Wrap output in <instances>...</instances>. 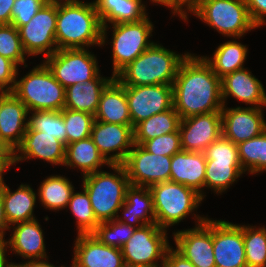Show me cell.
<instances>
[{"label": "cell", "instance_id": "6da1fadb", "mask_svg": "<svg viewBox=\"0 0 266 267\" xmlns=\"http://www.w3.org/2000/svg\"><path fill=\"white\" fill-rule=\"evenodd\" d=\"M173 108L181 119L223 108L221 79L201 56L191 53L179 66L172 84Z\"/></svg>", "mask_w": 266, "mask_h": 267}, {"label": "cell", "instance_id": "7a4b0ae2", "mask_svg": "<svg viewBox=\"0 0 266 267\" xmlns=\"http://www.w3.org/2000/svg\"><path fill=\"white\" fill-rule=\"evenodd\" d=\"M55 39L58 50L101 46L102 24L94 2L57 0Z\"/></svg>", "mask_w": 266, "mask_h": 267}, {"label": "cell", "instance_id": "3957f363", "mask_svg": "<svg viewBox=\"0 0 266 267\" xmlns=\"http://www.w3.org/2000/svg\"><path fill=\"white\" fill-rule=\"evenodd\" d=\"M188 54H176L154 42L115 78L123 86L172 85L179 66Z\"/></svg>", "mask_w": 266, "mask_h": 267}, {"label": "cell", "instance_id": "277c9868", "mask_svg": "<svg viewBox=\"0 0 266 267\" xmlns=\"http://www.w3.org/2000/svg\"><path fill=\"white\" fill-rule=\"evenodd\" d=\"M115 174L106 171L82 176L83 189L88 193L94 214L99 222L116 219L125 202L126 190L130 186L123 164H110Z\"/></svg>", "mask_w": 266, "mask_h": 267}, {"label": "cell", "instance_id": "5b68a950", "mask_svg": "<svg viewBox=\"0 0 266 267\" xmlns=\"http://www.w3.org/2000/svg\"><path fill=\"white\" fill-rule=\"evenodd\" d=\"M32 111H62L65 105V88L55 79L43 62L15 81L11 91Z\"/></svg>", "mask_w": 266, "mask_h": 267}, {"label": "cell", "instance_id": "8992f818", "mask_svg": "<svg viewBox=\"0 0 266 267\" xmlns=\"http://www.w3.org/2000/svg\"><path fill=\"white\" fill-rule=\"evenodd\" d=\"M155 222L167 230L192 214L203 198L194 189L173 181L161 182L150 188Z\"/></svg>", "mask_w": 266, "mask_h": 267}, {"label": "cell", "instance_id": "52a82bcc", "mask_svg": "<svg viewBox=\"0 0 266 267\" xmlns=\"http://www.w3.org/2000/svg\"><path fill=\"white\" fill-rule=\"evenodd\" d=\"M192 13L226 37L240 38L257 28L245 0H206Z\"/></svg>", "mask_w": 266, "mask_h": 267}, {"label": "cell", "instance_id": "ba28073f", "mask_svg": "<svg viewBox=\"0 0 266 267\" xmlns=\"http://www.w3.org/2000/svg\"><path fill=\"white\" fill-rule=\"evenodd\" d=\"M166 232L156 223L136 228L121 248L124 263L140 267H163L170 247ZM157 260L161 261L160 266Z\"/></svg>", "mask_w": 266, "mask_h": 267}, {"label": "cell", "instance_id": "9c48e42d", "mask_svg": "<svg viewBox=\"0 0 266 267\" xmlns=\"http://www.w3.org/2000/svg\"><path fill=\"white\" fill-rule=\"evenodd\" d=\"M153 24L148 17L139 22L112 24V58L113 76L134 61L154 42L148 40L152 36Z\"/></svg>", "mask_w": 266, "mask_h": 267}, {"label": "cell", "instance_id": "30bf717a", "mask_svg": "<svg viewBox=\"0 0 266 267\" xmlns=\"http://www.w3.org/2000/svg\"><path fill=\"white\" fill-rule=\"evenodd\" d=\"M45 59L44 63L64 88L90 82L100 74L96 57L85 48L60 49Z\"/></svg>", "mask_w": 266, "mask_h": 267}, {"label": "cell", "instance_id": "8fae6325", "mask_svg": "<svg viewBox=\"0 0 266 267\" xmlns=\"http://www.w3.org/2000/svg\"><path fill=\"white\" fill-rule=\"evenodd\" d=\"M56 20L57 0H49L27 24L18 28L22 47L28 56L43 54L46 58L58 50Z\"/></svg>", "mask_w": 266, "mask_h": 267}, {"label": "cell", "instance_id": "7c38bea8", "mask_svg": "<svg viewBox=\"0 0 266 267\" xmlns=\"http://www.w3.org/2000/svg\"><path fill=\"white\" fill-rule=\"evenodd\" d=\"M194 215L197 223L193 229L173 232L176 250L195 267H216L213 254V220Z\"/></svg>", "mask_w": 266, "mask_h": 267}, {"label": "cell", "instance_id": "4fadbf2b", "mask_svg": "<svg viewBox=\"0 0 266 267\" xmlns=\"http://www.w3.org/2000/svg\"><path fill=\"white\" fill-rule=\"evenodd\" d=\"M123 165L130 185L150 188L170 181L171 157L152 154L141 145H133Z\"/></svg>", "mask_w": 266, "mask_h": 267}, {"label": "cell", "instance_id": "5bb4252c", "mask_svg": "<svg viewBox=\"0 0 266 267\" xmlns=\"http://www.w3.org/2000/svg\"><path fill=\"white\" fill-rule=\"evenodd\" d=\"M133 128L151 116L173 108L172 85L125 86Z\"/></svg>", "mask_w": 266, "mask_h": 267}, {"label": "cell", "instance_id": "9a60e30c", "mask_svg": "<svg viewBox=\"0 0 266 267\" xmlns=\"http://www.w3.org/2000/svg\"><path fill=\"white\" fill-rule=\"evenodd\" d=\"M91 138L107 162L123 164L134 145L133 126L95 120L91 130ZM112 152L116 153L113 154Z\"/></svg>", "mask_w": 266, "mask_h": 267}, {"label": "cell", "instance_id": "2e32d148", "mask_svg": "<svg viewBox=\"0 0 266 267\" xmlns=\"http://www.w3.org/2000/svg\"><path fill=\"white\" fill-rule=\"evenodd\" d=\"M213 254L216 267H247L243 225L213 220Z\"/></svg>", "mask_w": 266, "mask_h": 267}, {"label": "cell", "instance_id": "e0dca14e", "mask_svg": "<svg viewBox=\"0 0 266 267\" xmlns=\"http://www.w3.org/2000/svg\"><path fill=\"white\" fill-rule=\"evenodd\" d=\"M179 132L182 150L204 152L222 136V113L211 112L181 119Z\"/></svg>", "mask_w": 266, "mask_h": 267}, {"label": "cell", "instance_id": "ac0fdd59", "mask_svg": "<svg viewBox=\"0 0 266 267\" xmlns=\"http://www.w3.org/2000/svg\"><path fill=\"white\" fill-rule=\"evenodd\" d=\"M262 111L259 107L226 108L223 106L222 136L238 145L240 142L261 135L266 130Z\"/></svg>", "mask_w": 266, "mask_h": 267}, {"label": "cell", "instance_id": "d6986e66", "mask_svg": "<svg viewBox=\"0 0 266 267\" xmlns=\"http://www.w3.org/2000/svg\"><path fill=\"white\" fill-rule=\"evenodd\" d=\"M28 114L27 107L12 92L0 94V140L12 153L26 133Z\"/></svg>", "mask_w": 266, "mask_h": 267}, {"label": "cell", "instance_id": "ffe728a7", "mask_svg": "<svg viewBox=\"0 0 266 267\" xmlns=\"http://www.w3.org/2000/svg\"><path fill=\"white\" fill-rule=\"evenodd\" d=\"M65 151L66 145L52 135L37 130H26L21 143L13 152V164L36 158L54 165H63Z\"/></svg>", "mask_w": 266, "mask_h": 267}, {"label": "cell", "instance_id": "44dd1931", "mask_svg": "<svg viewBox=\"0 0 266 267\" xmlns=\"http://www.w3.org/2000/svg\"><path fill=\"white\" fill-rule=\"evenodd\" d=\"M74 242L72 263L76 267H122L124 265L121 249L102 244L93 234H78Z\"/></svg>", "mask_w": 266, "mask_h": 267}, {"label": "cell", "instance_id": "7402d4cb", "mask_svg": "<svg viewBox=\"0 0 266 267\" xmlns=\"http://www.w3.org/2000/svg\"><path fill=\"white\" fill-rule=\"evenodd\" d=\"M222 102L233 96L251 107L264 108L266 106V92L260 80L251 74L247 68L237 70L221 78Z\"/></svg>", "mask_w": 266, "mask_h": 267}, {"label": "cell", "instance_id": "603a6c76", "mask_svg": "<svg viewBox=\"0 0 266 267\" xmlns=\"http://www.w3.org/2000/svg\"><path fill=\"white\" fill-rule=\"evenodd\" d=\"M170 181L194 189L204 199L206 158L204 152L180 150L171 157Z\"/></svg>", "mask_w": 266, "mask_h": 267}, {"label": "cell", "instance_id": "cb8c5ba5", "mask_svg": "<svg viewBox=\"0 0 266 267\" xmlns=\"http://www.w3.org/2000/svg\"><path fill=\"white\" fill-rule=\"evenodd\" d=\"M15 226V227H14ZM13 233L4 247L27 259H47L43 230L37 219L14 224ZM8 246V247H7Z\"/></svg>", "mask_w": 266, "mask_h": 267}, {"label": "cell", "instance_id": "d4e9b609", "mask_svg": "<svg viewBox=\"0 0 266 267\" xmlns=\"http://www.w3.org/2000/svg\"><path fill=\"white\" fill-rule=\"evenodd\" d=\"M102 24V45H105L108 23L139 22L146 18V6L142 0H96L93 1Z\"/></svg>", "mask_w": 266, "mask_h": 267}, {"label": "cell", "instance_id": "484cf974", "mask_svg": "<svg viewBox=\"0 0 266 267\" xmlns=\"http://www.w3.org/2000/svg\"><path fill=\"white\" fill-rule=\"evenodd\" d=\"M123 218L116 220L135 228H141L155 222L152 194L148 187L130 185L126 190V198L120 210Z\"/></svg>", "mask_w": 266, "mask_h": 267}, {"label": "cell", "instance_id": "4316f807", "mask_svg": "<svg viewBox=\"0 0 266 267\" xmlns=\"http://www.w3.org/2000/svg\"><path fill=\"white\" fill-rule=\"evenodd\" d=\"M94 117L100 122L132 125L125 86L116 78L102 91Z\"/></svg>", "mask_w": 266, "mask_h": 267}, {"label": "cell", "instance_id": "83f0119b", "mask_svg": "<svg viewBox=\"0 0 266 267\" xmlns=\"http://www.w3.org/2000/svg\"><path fill=\"white\" fill-rule=\"evenodd\" d=\"M102 77L100 74L90 82L77 83L65 88L64 108L83 111L95 115L102 91L114 79Z\"/></svg>", "mask_w": 266, "mask_h": 267}, {"label": "cell", "instance_id": "f1b7e54d", "mask_svg": "<svg viewBox=\"0 0 266 267\" xmlns=\"http://www.w3.org/2000/svg\"><path fill=\"white\" fill-rule=\"evenodd\" d=\"M3 179L2 176L4 212L9 226L34 220L36 217L33 212L37 196L30 185L21 184L16 191L11 192Z\"/></svg>", "mask_w": 266, "mask_h": 267}, {"label": "cell", "instance_id": "f546056e", "mask_svg": "<svg viewBox=\"0 0 266 267\" xmlns=\"http://www.w3.org/2000/svg\"><path fill=\"white\" fill-rule=\"evenodd\" d=\"M104 164L110 165L99 153L91 137L66 145L63 165L81 169L84 176L99 171L98 168H101Z\"/></svg>", "mask_w": 266, "mask_h": 267}, {"label": "cell", "instance_id": "4dcf8cb0", "mask_svg": "<svg viewBox=\"0 0 266 267\" xmlns=\"http://www.w3.org/2000/svg\"><path fill=\"white\" fill-rule=\"evenodd\" d=\"M234 39L220 44L212 55L213 58L202 56L220 79L234 71L244 69L248 48L237 42L236 37Z\"/></svg>", "mask_w": 266, "mask_h": 267}, {"label": "cell", "instance_id": "1f68e13d", "mask_svg": "<svg viewBox=\"0 0 266 267\" xmlns=\"http://www.w3.org/2000/svg\"><path fill=\"white\" fill-rule=\"evenodd\" d=\"M180 120L174 108L147 118L133 128L134 144L142 145L145 141L163 134L176 132L179 129Z\"/></svg>", "mask_w": 266, "mask_h": 267}, {"label": "cell", "instance_id": "d6a6232c", "mask_svg": "<svg viewBox=\"0 0 266 267\" xmlns=\"http://www.w3.org/2000/svg\"><path fill=\"white\" fill-rule=\"evenodd\" d=\"M38 191L39 201L45 208L59 211L67 207L75 190L66 177L50 175L41 182Z\"/></svg>", "mask_w": 266, "mask_h": 267}, {"label": "cell", "instance_id": "836d02e7", "mask_svg": "<svg viewBox=\"0 0 266 267\" xmlns=\"http://www.w3.org/2000/svg\"><path fill=\"white\" fill-rule=\"evenodd\" d=\"M243 173L240 161L206 160L204 187L221 194Z\"/></svg>", "mask_w": 266, "mask_h": 267}, {"label": "cell", "instance_id": "e575fe53", "mask_svg": "<svg viewBox=\"0 0 266 267\" xmlns=\"http://www.w3.org/2000/svg\"><path fill=\"white\" fill-rule=\"evenodd\" d=\"M238 153L244 172L257 174L266 171V130L257 137L240 142Z\"/></svg>", "mask_w": 266, "mask_h": 267}, {"label": "cell", "instance_id": "d590c367", "mask_svg": "<svg viewBox=\"0 0 266 267\" xmlns=\"http://www.w3.org/2000/svg\"><path fill=\"white\" fill-rule=\"evenodd\" d=\"M243 225L247 267H266V228Z\"/></svg>", "mask_w": 266, "mask_h": 267}, {"label": "cell", "instance_id": "8d00e7d4", "mask_svg": "<svg viewBox=\"0 0 266 267\" xmlns=\"http://www.w3.org/2000/svg\"><path fill=\"white\" fill-rule=\"evenodd\" d=\"M67 207L77 219L78 234H92L100 224L94 214L88 193L84 189L83 192L72 193Z\"/></svg>", "mask_w": 266, "mask_h": 267}, {"label": "cell", "instance_id": "74e56055", "mask_svg": "<svg viewBox=\"0 0 266 267\" xmlns=\"http://www.w3.org/2000/svg\"><path fill=\"white\" fill-rule=\"evenodd\" d=\"M66 128V145L91 137L95 117L87 112L64 108L62 111Z\"/></svg>", "mask_w": 266, "mask_h": 267}, {"label": "cell", "instance_id": "f35d334b", "mask_svg": "<svg viewBox=\"0 0 266 267\" xmlns=\"http://www.w3.org/2000/svg\"><path fill=\"white\" fill-rule=\"evenodd\" d=\"M27 130H37L52 135L66 145V128L61 111H33Z\"/></svg>", "mask_w": 266, "mask_h": 267}, {"label": "cell", "instance_id": "ab89813d", "mask_svg": "<svg viewBox=\"0 0 266 267\" xmlns=\"http://www.w3.org/2000/svg\"><path fill=\"white\" fill-rule=\"evenodd\" d=\"M135 229L136 228L133 226L114 219L106 222H100L92 234L102 244L121 249L133 235Z\"/></svg>", "mask_w": 266, "mask_h": 267}, {"label": "cell", "instance_id": "60d3db41", "mask_svg": "<svg viewBox=\"0 0 266 267\" xmlns=\"http://www.w3.org/2000/svg\"><path fill=\"white\" fill-rule=\"evenodd\" d=\"M0 55L17 67L25 64V55L18 29L12 24H0Z\"/></svg>", "mask_w": 266, "mask_h": 267}, {"label": "cell", "instance_id": "b9f144b4", "mask_svg": "<svg viewBox=\"0 0 266 267\" xmlns=\"http://www.w3.org/2000/svg\"><path fill=\"white\" fill-rule=\"evenodd\" d=\"M141 146L152 154L172 157L182 150L179 129L176 132L145 141Z\"/></svg>", "mask_w": 266, "mask_h": 267}, {"label": "cell", "instance_id": "7bdbcfd3", "mask_svg": "<svg viewBox=\"0 0 266 267\" xmlns=\"http://www.w3.org/2000/svg\"><path fill=\"white\" fill-rule=\"evenodd\" d=\"M206 160L240 161L238 145L221 136L204 151Z\"/></svg>", "mask_w": 266, "mask_h": 267}, {"label": "cell", "instance_id": "ee69618b", "mask_svg": "<svg viewBox=\"0 0 266 267\" xmlns=\"http://www.w3.org/2000/svg\"><path fill=\"white\" fill-rule=\"evenodd\" d=\"M48 1L49 0H15L11 10V24L17 29L27 24Z\"/></svg>", "mask_w": 266, "mask_h": 267}, {"label": "cell", "instance_id": "f6af8a7d", "mask_svg": "<svg viewBox=\"0 0 266 267\" xmlns=\"http://www.w3.org/2000/svg\"><path fill=\"white\" fill-rule=\"evenodd\" d=\"M16 77L18 78V67L11 60L0 55V87L5 92H11Z\"/></svg>", "mask_w": 266, "mask_h": 267}, {"label": "cell", "instance_id": "bcb514c9", "mask_svg": "<svg viewBox=\"0 0 266 267\" xmlns=\"http://www.w3.org/2000/svg\"><path fill=\"white\" fill-rule=\"evenodd\" d=\"M252 22L258 27L266 24V0H245Z\"/></svg>", "mask_w": 266, "mask_h": 267}, {"label": "cell", "instance_id": "7dc6e473", "mask_svg": "<svg viewBox=\"0 0 266 267\" xmlns=\"http://www.w3.org/2000/svg\"><path fill=\"white\" fill-rule=\"evenodd\" d=\"M204 1L206 0H173V12L172 14L179 15L180 18L184 21L188 19V12H193L195 9H197ZM183 6H186V10L183 8Z\"/></svg>", "mask_w": 266, "mask_h": 267}, {"label": "cell", "instance_id": "c3c4849f", "mask_svg": "<svg viewBox=\"0 0 266 267\" xmlns=\"http://www.w3.org/2000/svg\"><path fill=\"white\" fill-rule=\"evenodd\" d=\"M163 267H195L187 258L171 246L168 248Z\"/></svg>", "mask_w": 266, "mask_h": 267}, {"label": "cell", "instance_id": "681fc988", "mask_svg": "<svg viewBox=\"0 0 266 267\" xmlns=\"http://www.w3.org/2000/svg\"><path fill=\"white\" fill-rule=\"evenodd\" d=\"M12 165H14L13 153L0 140V176H3V173Z\"/></svg>", "mask_w": 266, "mask_h": 267}, {"label": "cell", "instance_id": "f907efd6", "mask_svg": "<svg viewBox=\"0 0 266 267\" xmlns=\"http://www.w3.org/2000/svg\"><path fill=\"white\" fill-rule=\"evenodd\" d=\"M14 2L15 0H0V24H11Z\"/></svg>", "mask_w": 266, "mask_h": 267}, {"label": "cell", "instance_id": "816d5d0a", "mask_svg": "<svg viewBox=\"0 0 266 267\" xmlns=\"http://www.w3.org/2000/svg\"><path fill=\"white\" fill-rule=\"evenodd\" d=\"M10 226L6 220L5 212H4V203L2 196V176H0V244H4L5 242V231L10 230Z\"/></svg>", "mask_w": 266, "mask_h": 267}, {"label": "cell", "instance_id": "f5cc1de1", "mask_svg": "<svg viewBox=\"0 0 266 267\" xmlns=\"http://www.w3.org/2000/svg\"><path fill=\"white\" fill-rule=\"evenodd\" d=\"M19 267H56L53 264L48 263L46 259L27 260L25 263L17 264Z\"/></svg>", "mask_w": 266, "mask_h": 267}, {"label": "cell", "instance_id": "db71d44e", "mask_svg": "<svg viewBox=\"0 0 266 267\" xmlns=\"http://www.w3.org/2000/svg\"><path fill=\"white\" fill-rule=\"evenodd\" d=\"M6 248L4 247V244H0V267H10L13 263L7 261L6 258Z\"/></svg>", "mask_w": 266, "mask_h": 267}, {"label": "cell", "instance_id": "11a10c76", "mask_svg": "<svg viewBox=\"0 0 266 267\" xmlns=\"http://www.w3.org/2000/svg\"><path fill=\"white\" fill-rule=\"evenodd\" d=\"M152 3H159L161 5H164L166 7L173 9V0H150Z\"/></svg>", "mask_w": 266, "mask_h": 267}, {"label": "cell", "instance_id": "9f6ffc18", "mask_svg": "<svg viewBox=\"0 0 266 267\" xmlns=\"http://www.w3.org/2000/svg\"><path fill=\"white\" fill-rule=\"evenodd\" d=\"M122 267H140V266L128 265V264L124 263V265Z\"/></svg>", "mask_w": 266, "mask_h": 267}, {"label": "cell", "instance_id": "6f0895ef", "mask_svg": "<svg viewBox=\"0 0 266 267\" xmlns=\"http://www.w3.org/2000/svg\"><path fill=\"white\" fill-rule=\"evenodd\" d=\"M10 267H19V266L13 262V264Z\"/></svg>", "mask_w": 266, "mask_h": 267}, {"label": "cell", "instance_id": "680465c9", "mask_svg": "<svg viewBox=\"0 0 266 267\" xmlns=\"http://www.w3.org/2000/svg\"><path fill=\"white\" fill-rule=\"evenodd\" d=\"M5 91L0 87V94H3Z\"/></svg>", "mask_w": 266, "mask_h": 267}]
</instances>
